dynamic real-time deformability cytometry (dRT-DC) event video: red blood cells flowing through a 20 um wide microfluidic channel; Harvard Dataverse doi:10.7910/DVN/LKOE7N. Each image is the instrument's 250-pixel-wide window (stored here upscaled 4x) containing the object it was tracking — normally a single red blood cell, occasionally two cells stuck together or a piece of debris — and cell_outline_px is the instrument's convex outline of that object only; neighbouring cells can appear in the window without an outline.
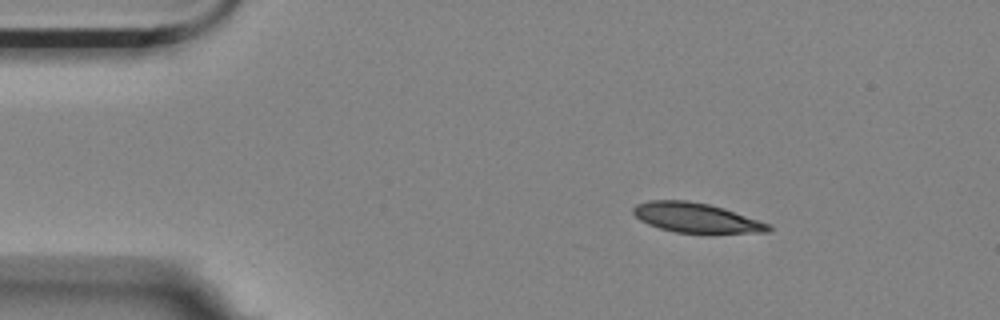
{"species": "Egyptian fruit bat (a non-hibernating species)", "species_latin": "Rousettus aegyptiacus", "temperature_condition": "room temperature", "stored_images_in_passage": 3, "camera_frame_rate_fps": 3000, "um_per_image_px": 0.085, "animal": {"sex": "female"}, "frame": {"image": 1, "passage_image": 1, "time_ms": 0.0, "image_size_px": [1000, 320], "cell_outline_px": [[772, 228], [768, 232], [676, 232], [660, 228], [648, 224], [640, 220], [632, 212], [632, 208], [636, 204], [648, 200], [688, 200], [708, 204], [724, 208], [772, 224]], "centroid_in_image_um": [59.16, 18.49], "position_along_channel_um": 25.8, "area_um2": 23.18}}